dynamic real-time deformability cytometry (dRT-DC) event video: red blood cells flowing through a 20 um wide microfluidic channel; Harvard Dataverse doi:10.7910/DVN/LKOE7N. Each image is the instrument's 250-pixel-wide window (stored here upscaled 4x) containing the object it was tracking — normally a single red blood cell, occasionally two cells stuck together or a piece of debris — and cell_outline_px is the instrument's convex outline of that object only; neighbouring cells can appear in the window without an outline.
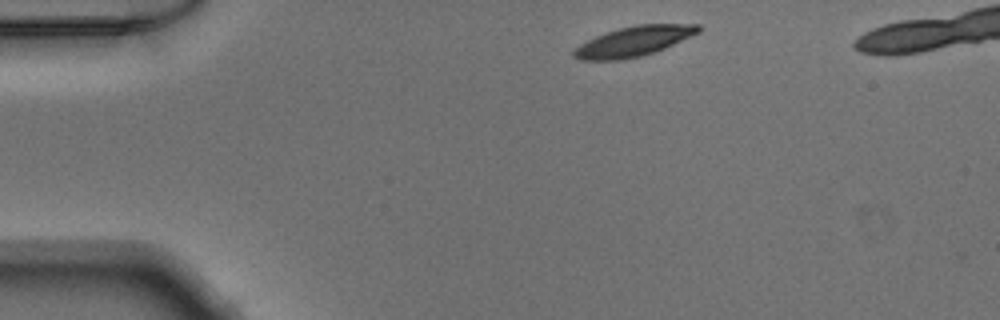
{"species": "Egyptian fruit bat (a non-hibernating species)", "species_latin": "Rousettus aegyptiacus", "temperature_condition": "warm", "stored_images_in_passage": 40, "camera_frame_rate_fps": 3000, "um_per_image_px": 0.085, "animal": {"sex": "male"}, "frame": {"image": 1, "passage_image": 1, "time_ms": 0.0, "image_size_px": [1000, 320], "cell_outline_px": [[700, 32], [664, 48], [640, 56], [620, 60], [580, 60], [572, 56], [572, 52], [580, 44], [596, 36], [620, 28], [636, 24], [700, 24]], "centroid_in_image_um": [53.86, 3.51], "position_along_channel_um": 31.1, "area_um2": 21.44}}
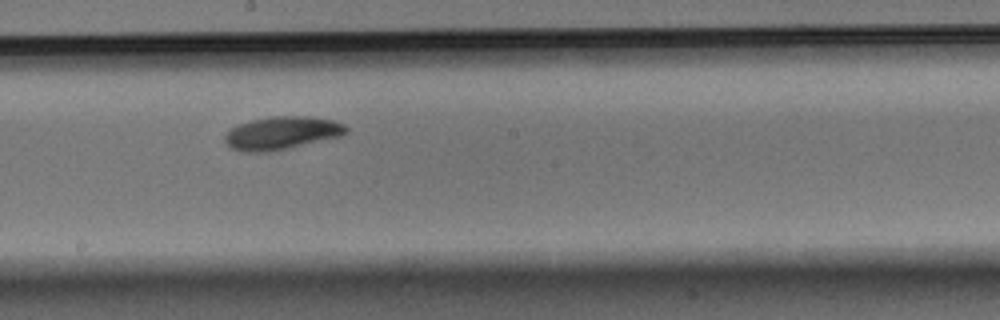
{"frame": {"image": 2, "passage_image": 20, "time_ms": 6.333, "image_size_px": [1000, 320], "cell_outline_px": [[348, 132], [340, 136], [288, 148], [268, 152], [244, 152], [232, 148], [224, 140], [224, 136], [236, 124], [252, 120], [272, 116], [308, 116], [332, 120], [344, 124], [348, 128]], "centroid_in_image_um": [23.95, 11.3], "position_along_channel_um": 224.3, "area_um2": 23.18}}
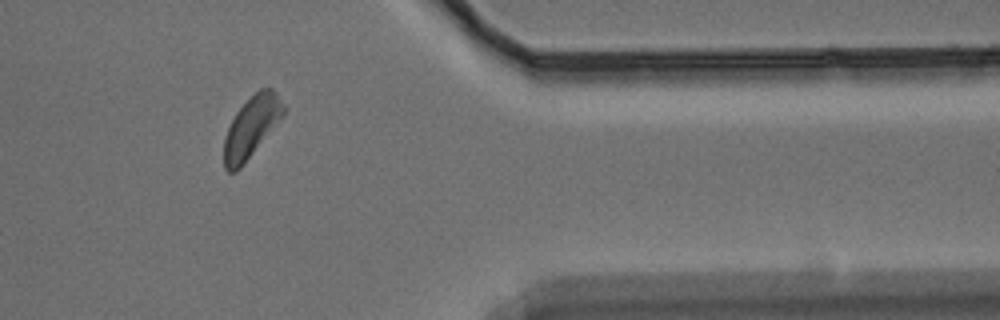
{"frame": {"image": 3, "passage_image": 34, "time_ms": 11.0, "image_size_px": [1000, 320], "cell_outline_px": [[288, 108], [280, 120], [240, 168], [236, 172], [228, 172], [224, 168], [224, 136], [236, 112], [260, 88], [272, 88], [276, 92]], "centroid_in_image_um": [21.39, 10.79], "position_along_channel_um": 390.0, "area_um2": 20.98}}